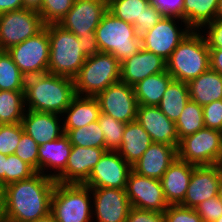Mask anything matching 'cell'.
I'll return each mask as SVG.
<instances>
[{
    "label": "cell",
    "instance_id": "cell-54",
    "mask_svg": "<svg viewBox=\"0 0 222 222\" xmlns=\"http://www.w3.org/2000/svg\"><path fill=\"white\" fill-rule=\"evenodd\" d=\"M216 18L222 19V0H219Z\"/></svg>",
    "mask_w": 222,
    "mask_h": 222
},
{
    "label": "cell",
    "instance_id": "cell-53",
    "mask_svg": "<svg viewBox=\"0 0 222 222\" xmlns=\"http://www.w3.org/2000/svg\"><path fill=\"white\" fill-rule=\"evenodd\" d=\"M33 222H56V221H55L53 215L50 213L47 216L40 218V219L33 221Z\"/></svg>",
    "mask_w": 222,
    "mask_h": 222
},
{
    "label": "cell",
    "instance_id": "cell-41",
    "mask_svg": "<svg viewBox=\"0 0 222 222\" xmlns=\"http://www.w3.org/2000/svg\"><path fill=\"white\" fill-rule=\"evenodd\" d=\"M164 16V13L151 2L148 7H144L140 23L133 24L137 35L142 36L150 31Z\"/></svg>",
    "mask_w": 222,
    "mask_h": 222
},
{
    "label": "cell",
    "instance_id": "cell-39",
    "mask_svg": "<svg viewBox=\"0 0 222 222\" xmlns=\"http://www.w3.org/2000/svg\"><path fill=\"white\" fill-rule=\"evenodd\" d=\"M23 132L21 123L0 125V153L6 156L15 154Z\"/></svg>",
    "mask_w": 222,
    "mask_h": 222
},
{
    "label": "cell",
    "instance_id": "cell-1",
    "mask_svg": "<svg viewBox=\"0 0 222 222\" xmlns=\"http://www.w3.org/2000/svg\"><path fill=\"white\" fill-rule=\"evenodd\" d=\"M56 180L36 172L3 187L0 216L6 222H33L51 213Z\"/></svg>",
    "mask_w": 222,
    "mask_h": 222
},
{
    "label": "cell",
    "instance_id": "cell-8",
    "mask_svg": "<svg viewBox=\"0 0 222 222\" xmlns=\"http://www.w3.org/2000/svg\"><path fill=\"white\" fill-rule=\"evenodd\" d=\"M177 157L196 166L222 165V131L204 127L182 138Z\"/></svg>",
    "mask_w": 222,
    "mask_h": 222
},
{
    "label": "cell",
    "instance_id": "cell-11",
    "mask_svg": "<svg viewBox=\"0 0 222 222\" xmlns=\"http://www.w3.org/2000/svg\"><path fill=\"white\" fill-rule=\"evenodd\" d=\"M40 14L31 9H20L0 14L2 51L35 36L44 28Z\"/></svg>",
    "mask_w": 222,
    "mask_h": 222
},
{
    "label": "cell",
    "instance_id": "cell-36",
    "mask_svg": "<svg viewBox=\"0 0 222 222\" xmlns=\"http://www.w3.org/2000/svg\"><path fill=\"white\" fill-rule=\"evenodd\" d=\"M98 123L104 134L105 149L117 151L121 146L126 124L104 113H100Z\"/></svg>",
    "mask_w": 222,
    "mask_h": 222
},
{
    "label": "cell",
    "instance_id": "cell-55",
    "mask_svg": "<svg viewBox=\"0 0 222 222\" xmlns=\"http://www.w3.org/2000/svg\"><path fill=\"white\" fill-rule=\"evenodd\" d=\"M218 197L222 200V165H221V178L218 189Z\"/></svg>",
    "mask_w": 222,
    "mask_h": 222
},
{
    "label": "cell",
    "instance_id": "cell-57",
    "mask_svg": "<svg viewBox=\"0 0 222 222\" xmlns=\"http://www.w3.org/2000/svg\"><path fill=\"white\" fill-rule=\"evenodd\" d=\"M215 222H222V216L219 217Z\"/></svg>",
    "mask_w": 222,
    "mask_h": 222
},
{
    "label": "cell",
    "instance_id": "cell-2",
    "mask_svg": "<svg viewBox=\"0 0 222 222\" xmlns=\"http://www.w3.org/2000/svg\"><path fill=\"white\" fill-rule=\"evenodd\" d=\"M76 96L74 80L51 73L26 77L25 107L61 115Z\"/></svg>",
    "mask_w": 222,
    "mask_h": 222
},
{
    "label": "cell",
    "instance_id": "cell-44",
    "mask_svg": "<svg viewBox=\"0 0 222 222\" xmlns=\"http://www.w3.org/2000/svg\"><path fill=\"white\" fill-rule=\"evenodd\" d=\"M209 49H222V19H214L199 30Z\"/></svg>",
    "mask_w": 222,
    "mask_h": 222
},
{
    "label": "cell",
    "instance_id": "cell-51",
    "mask_svg": "<svg viewBox=\"0 0 222 222\" xmlns=\"http://www.w3.org/2000/svg\"><path fill=\"white\" fill-rule=\"evenodd\" d=\"M23 6L26 9H31L35 11H39L42 6V0H22Z\"/></svg>",
    "mask_w": 222,
    "mask_h": 222
},
{
    "label": "cell",
    "instance_id": "cell-24",
    "mask_svg": "<svg viewBox=\"0 0 222 222\" xmlns=\"http://www.w3.org/2000/svg\"><path fill=\"white\" fill-rule=\"evenodd\" d=\"M195 166L176 157L165 171L160 181L169 205L183 202Z\"/></svg>",
    "mask_w": 222,
    "mask_h": 222
},
{
    "label": "cell",
    "instance_id": "cell-31",
    "mask_svg": "<svg viewBox=\"0 0 222 222\" xmlns=\"http://www.w3.org/2000/svg\"><path fill=\"white\" fill-rule=\"evenodd\" d=\"M25 111L24 91L0 90V125L21 123Z\"/></svg>",
    "mask_w": 222,
    "mask_h": 222
},
{
    "label": "cell",
    "instance_id": "cell-20",
    "mask_svg": "<svg viewBox=\"0 0 222 222\" xmlns=\"http://www.w3.org/2000/svg\"><path fill=\"white\" fill-rule=\"evenodd\" d=\"M165 71L166 60L141 48L138 53L121 62L120 81L133 87L148 76Z\"/></svg>",
    "mask_w": 222,
    "mask_h": 222
},
{
    "label": "cell",
    "instance_id": "cell-3",
    "mask_svg": "<svg viewBox=\"0 0 222 222\" xmlns=\"http://www.w3.org/2000/svg\"><path fill=\"white\" fill-rule=\"evenodd\" d=\"M210 68V52L203 34L192 30L167 60V72L174 80L188 83Z\"/></svg>",
    "mask_w": 222,
    "mask_h": 222
},
{
    "label": "cell",
    "instance_id": "cell-19",
    "mask_svg": "<svg viewBox=\"0 0 222 222\" xmlns=\"http://www.w3.org/2000/svg\"><path fill=\"white\" fill-rule=\"evenodd\" d=\"M105 151H107L105 148L72 145L65 171L56 179V182L83 184Z\"/></svg>",
    "mask_w": 222,
    "mask_h": 222
},
{
    "label": "cell",
    "instance_id": "cell-46",
    "mask_svg": "<svg viewBox=\"0 0 222 222\" xmlns=\"http://www.w3.org/2000/svg\"><path fill=\"white\" fill-rule=\"evenodd\" d=\"M126 222H165L164 213L131 207Z\"/></svg>",
    "mask_w": 222,
    "mask_h": 222
},
{
    "label": "cell",
    "instance_id": "cell-21",
    "mask_svg": "<svg viewBox=\"0 0 222 222\" xmlns=\"http://www.w3.org/2000/svg\"><path fill=\"white\" fill-rule=\"evenodd\" d=\"M24 132L38 145L59 139L64 135L61 115L26 109L21 122Z\"/></svg>",
    "mask_w": 222,
    "mask_h": 222
},
{
    "label": "cell",
    "instance_id": "cell-43",
    "mask_svg": "<svg viewBox=\"0 0 222 222\" xmlns=\"http://www.w3.org/2000/svg\"><path fill=\"white\" fill-rule=\"evenodd\" d=\"M195 211L203 222H215L222 216V200L218 196L211 197L197 205Z\"/></svg>",
    "mask_w": 222,
    "mask_h": 222
},
{
    "label": "cell",
    "instance_id": "cell-14",
    "mask_svg": "<svg viewBox=\"0 0 222 222\" xmlns=\"http://www.w3.org/2000/svg\"><path fill=\"white\" fill-rule=\"evenodd\" d=\"M101 113L125 124L136 120L138 103L132 86L122 81L111 84L95 96Z\"/></svg>",
    "mask_w": 222,
    "mask_h": 222
},
{
    "label": "cell",
    "instance_id": "cell-4",
    "mask_svg": "<svg viewBox=\"0 0 222 222\" xmlns=\"http://www.w3.org/2000/svg\"><path fill=\"white\" fill-rule=\"evenodd\" d=\"M44 27L48 30L50 43L48 73L74 79L87 58L78 37L59 24Z\"/></svg>",
    "mask_w": 222,
    "mask_h": 222
},
{
    "label": "cell",
    "instance_id": "cell-48",
    "mask_svg": "<svg viewBox=\"0 0 222 222\" xmlns=\"http://www.w3.org/2000/svg\"><path fill=\"white\" fill-rule=\"evenodd\" d=\"M80 47L82 52L88 57L93 56L95 54L100 53V49L98 47L96 33L94 32L90 36H81L78 37Z\"/></svg>",
    "mask_w": 222,
    "mask_h": 222
},
{
    "label": "cell",
    "instance_id": "cell-23",
    "mask_svg": "<svg viewBox=\"0 0 222 222\" xmlns=\"http://www.w3.org/2000/svg\"><path fill=\"white\" fill-rule=\"evenodd\" d=\"M176 157L177 147L153 142L132 165V170L140 175L160 180Z\"/></svg>",
    "mask_w": 222,
    "mask_h": 222
},
{
    "label": "cell",
    "instance_id": "cell-17",
    "mask_svg": "<svg viewBox=\"0 0 222 222\" xmlns=\"http://www.w3.org/2000/svg\"><path fill=\"white\" fill-rule=\"evenodd\" d=\"M221 165L195 166L181 206L195 209L201 202L218 196Z\"/></svg>",
    "mask_w": 222,
    "mask_h": 222
},
{
    "label": "cell",
    "instance_id": "cell-32",
    "mask_svg": "<svg viewBox=\"0 0 222 222\" xmlns=\"http://www.w3.org/2000/svg\"><path fill=\"white\" fill-rule=\"evenodd\" d=\"M26 77L13 62L7 50L0 51V90L24 91Z\"/></svg>",
    "mask_w": 222,
    "mask_h": 222
},
{
    "label": "cell",
    "instance_id": "cell-26",
    "mask_svg": "<svg viewBox=\"0 0 222 222\" xmlns=\"http://www.w3.org/2000/svg\"><path fill=\"white\" fill-rule=\"evenodd\" d=\"M187 84L190 99L201 106L222 100V74L211 68Z\"/></svg>",
    "mask_w": 222,
    "mask_h": 222
},
{
    "label": "cell",
    "instance_id": "cell-50",
    "mask_svg": "<svg viewBox=\"0 0 222 222\" xmlns=\"http://www.w3.org/2000/svg\"><path fill=\"white\" fill-rule=\"evenodd\" d=\"M23 8L22 0H0V14Z\"/></svg>",
    "mask_w": 222,
    "mask_h": 222
},
{
    "label": "cell",
    "instance_id": "cell-29",
    "mask_svg": "<svg viewBox=\"0 0 222 222\" xmlns=\"http://www.w3.org/2000/svg\"><path fill=\"white\" fill-rule=\"evenodd\" d=\"M219 0H184L181 11L183 19L192 30H200L217 17Z\"/></svg>",
    "mask_w": 222,
    "mask_h": 222
},
{
    "label": "cell",
    "instance_id": "cell-40",
    "mask_svg": "<svg viewBox=\"0 0 222 222\" xmlns=\"http://www.w3.org/2000/svg\"><path fill=\"white\" fill-rule=\"evenodd\" d=\"M38 144L26 132H23L15 155L38 172Z\"/></svg>",
    "mask_w": 222,
    "mask_h": 222
},
{
    "label": "cell",
    "instance_id": "cell-59",
    "mask_svg": "<svg viewBox=\"0 0 222 222\" xmlns=\"http://www.w3.org/2000/svg\"><path fill=\"white\" fill-rule=\"evenodd\" d=\"M0 51H2V44H1V41H0Z\"/></svg>",
    "mask_w": 222,
    "mask_h": 222
},
{
    "label": "cell",
    "instance_id": "cell-42",
    "mask_svg": "<svg viewBox=\"0 0 222 222\" xmlns=\"http://www.w3.org/2000/svg\"><path fill=\"white\" fill-rule=\"evenodd\" d=\"M165 222H203L195 209L179 205H169L164 211Z\"/></svg>",
    "mask_w": 222,
    "mask_h": 222
},
{
    "label": "cell",
    "instance_id": "cell-12",
    "mask_svg": "<svg viewBox=\"0 0 222 222\" xmlns=\"http://www.w3.org/2000/svg\"><path fill=\"white\" fill-rule=\"evenodd\" d=\"M132 166L118 153L107 150L83 185L90 188L125 189Z\"/></svg>",
    "mask_w": 222,
    "mask_h": 222
},
{
    "label": "cell",
    "instance_id": "cell-25",
    "mask_svg": "<svg viewBox=\"0 0 222 222\" xmlns=\"http://www.w3.org/2000/svg\"><path fill=\"white\" fill-rule=\"evenodd\" d=\"M101 111L98 100L90 96H75L62 114L63 129H77L98 121Z\"/></svg>",
    "mask_w": 222,
    "mask_h": 222
},
{
    "label": "cell",
    "instance_id": "cell-9",
    "mask_svg": "<svg viewBox=\"0 0 222 222\" xmlns=\"http://www.w3.org/2000/svg\"><path fill=\"white\" fill-rule=\"evenodd\" d=\"M7 52L25 77L48 73L50 43L44 27L35 36L11 46Z\"/></svg>",
    "mask_w": 222,
    "mask_h": 222
},
{
    "label": "cell",
    "instance_id": "cell-10",
    "mask_svg": "<svg viewBox=\"0 0 222 222\" xmlns=\"http://www.w3.org/2000/svg\"><path fill=\"white\" fill-rule=\"evenodd\" d=\"M191 31L180 17L164 16L150 31L141 36L142 48L167 61Z\"/></svg>",
    "mask_w": 222,
    "mask_h": 222
},
{
    "label": "cell",
    "instance_id": "cell-37",
    "mask_svg": "<svg viewBox=\"0 0 222 222\" xmlns=\"http://www.w3.org/2000/svg\"><path fill=\"white\" fill-rule=\"evenodd\" d=\"M74 0H42L38 13L44 25L58 24L72 8Z\"/></svg>",
    "mask_w": 222,
    "mask_h": 222
},
{
    "label": "cell",
    "instance_id": "cell-45",
    "mask_svg": "<svg viewBox=\"0 0 222 222\" xmlns=\"http://www.w3.org/2000/svg\"><path fill=\"white\" fill-rule=\"evenodd\" d=\"M204 127L222 131V100L202 106Z\"/></svg>",
    "mask_w": 222,
    "mask_h": 222
},
{
    "label": "cell",
    "instance_id": "cell-6",
    "mask_svg": "<svg viewBox=\"0 0 222 222\" xmlns=\"http://www.w3.org/2000/svg\"><path fill=\"white\" fill-rule=\"evenodd\" d=\"M120 69L121 63L110 53L88 56L73 79L76 95L95 97L120 81Z\"/></svg>",
    "mask_w": 222,
    "mask_h": 222
},
{
    "label": "cell",
    "instance_id": "cell-27",
    "mask_svg": "<svg viewBox=\"0 0 222 222\" xmlns=\"http://www.w3.org/2000/svg\"><path fill=\"white\" fill-rule=\"evenodd\" d=\"M147 131L137 120L126 124L118 153L132 166L152 144Z\"/></svg>",
    "mask_w": 222,
    "mask_h": 222
},
{
    "label": "cell",
    "instance_id": "cell-18",
    "mask_svg": "<svg viewBox=\"0 0 222 222\" xmlns=\"http://www.w3.org/2000/svg\"><path fill=\"white\" fill-rule=\"evenodd\" d=\"M136 120L150 135L152 142L178 147L176 124L158 106L138 105Z\"/></svg>",
    "mask_w": 222,
    "mask_h": 222
},
{
    "label": "cell",
    "instance_id": "cell-56",
    "mask_svg": "<svg viewBox=\"0 0 222 222\" xmlns=\"http://www.w3.org/2000/svg\"><path fill=\"white\" fill-rule=\"evenodd\" d=\"M2 190H3V188L0 186V207H1V203H2Z\"/></svg>",
    "mask_w": 222,
    "mask_h": 222
},
{
    "label": "cell",
    "instance_id": "cell-30",
    "mask_svg": "<svg viewBox=\"0 0 222 222\" xmlns=\"http://www.w3.org/2000/svg\"><path fill=\"white\" fill-rule=\"evenodd\" d=\"M189 100L188 84L173 80L168 85L158 107L167 118L176 123Z\"/></svg>",
    "mask_w": 222,
    "mask_h": 222
},
{
    "label": "cell",
    "instance_id": "cell-35",
    "mask_svg": "<svg viewBox=\"0 0 222 222\" xmlns=\"http://www.w3.org/2000/svg\"><path fill=\"white\" fill-rule=\"evenodd\" d=\"M108 11L115 17L134 24L140 23L144 7H148L151 0H107Z\"/></svg>",
    "mask_w": 222,
    "mask_h": 222
},
{
    "label": "cell",
    "instance_id": "cell-33",
    "mask_svg": "<svg viewBox=\"0 0 222 222\" xmlns=\"http://www.w3.org/2000/svg\"><path fill=\"white\" fill-rule=\"evenodd\" d=\"M175 124L179 141L203 129L204 117L202 106L190 99Z\"/></svg>",
    "mask_w": 222,
    "mask_h": 222
},
{
    "label": "cell",
    "instance_id": "cell-13",
    "mask_svg": "<svg viewBox=\"0 0 222 222\" xmlns=\"http://www.w3.org/2000/svg\"><path fill=\"white\" fill-rule=\"evenodd\" d=\"M125 191L131 207L164 213L169 206L161 181L133 170L128 175Z\"/></svg>",
    "mask_w": 222,
    "mask_h": 222
},
{
    "label": "cell",
    "instance_id": "cell-22",
    "mask_svg": "<svg viewBox=\"0 0 222 222\" xmlns=\"http://www.w3.org/2000/svg\"><path fill=\"white\" fill-rule=\"evenodd\" d=\"M72 145L64 134L59 139L38 146V172L56 180L64 171Z\"/></svg>",
    "mask_w": 222,
    "mask_h": 222
},
{
    "label": "cell",
    "instance_id": "cell-52",
    "mask_svg": "<svg viewBox=\"0 0 222 222\" xmlns=\"http://www.w3.org/2000/svg\"><path fill=\"white\" fill-rule=\"evenodd\" d=\"M7 156L0 153V186L5 187V166Z\"/></svg>",
    "mask_w": 222,
    "mask_h": 222
},
{
    "label": "cell",
    "instance_id": "cell-5",
    "mask_svg": "<svg viewBox=\"0 0 222 222\" xmlns=\"http://www.w3.org/2000/svg\"><path fill=\"white\" fill-rule=\"evenodd\" d=\"M95 33L100 52L112 54L120 63L142 48L141 36L137 35L134 25L109 11L102 17Z\"/></svg>",
    "mask_w": 222,
    "mask_h": 222
},
{
    "label": "cell",
    "instance_id": "cell-15",
    "mask_svg": "<svg viewBox=\"0 0 222 222\" xmlns=\"http://www.w3.org/2000/svg\"><path fill=\"white\" fill-rule=\"evenodd\" d=\"M107 11V0H74L72 8L58 24L77 37L90 36Z\"/></svg>",
    "mask_w": 222,
    "mask_h": 222
},
{
    "label": "cell",
    "instance_id": "cell-47",
    "mask_svg": "<svg viewBox=\"0 0 222 222\" xmlns=\"http://www.w3.org/2000/svg\"><path fill=\"white\" fill-rule=\"evenodd\" d=\"M184 0H151L165 16H176L181 18Z\"/></svg>",
    "mask_w": 222,
    "mask_h": 222
},
{
    "label": "cell",
    "instance_id": "cell-28",
    "mask_svg": "<svg viewBox=\"0 0 222 222\" xmlns=\"http://www.w3.org/2000/svg\"><path fill=\"white\" fill-rule=\"evenodd\" d=\"M167 72L153 74L133 86L138 105L158 106L162 96L173 81Z\"/></svg>",
    "mask_w": 222,
    "mask_h": 222
},
{
    "label": "cell",
    "instance_id": "cell-49",
    "mask_svg": "<svg viewBox=\"0 0 222 222\" xmlns=\"http://www.w3.org/2000/svg\"><path fill=\"white\" fill-rule=\"evenodd\" d=\"M210 68L222 74V49H209Z\"/></svg>",
    "mask_w": 222,
    "mask_h": 222
},
{
    "label": "cell",
    "instance_id": "cell-34",
    "mask_svg": "<svg viewBox=\"0 0 222 222\" xmlns=\"http://www.w3.org/2000/svg\"><path fill=\"white\" fill-rule=\"evenodd\" d=\"M71 145L105 148V138L98 121L77 129H63Z\"/></svg>",
    "mask_w": 222,
    "mask_h": 222
},
{
    "label": "cell",
    "instance_id": "cell-16",
    "mask_svg": "<svg viewBox=\"0 0 222 222\" xmlns=\"http://www.w3.org/2000/svg\"><path fill=\"white\" fill-rule=\"evenodd\" d=\"M93 222H126L131 209L125 189L91 188Z\"/></svg>",
    "mask_w": 222,
    "mask_h": 222
},
{
    "label": "cell",
    "instance_id": "cell-7",
    "mask_svg": "<svg viewBox=\"0 0 222 222\" xmlns=\"http://www.w3.org/2000/svg\"><path fill=\"white\" fill-rule=\"evenodd\" d=\"M51 214L56 222H93L91 188L83 184L56 182Z\"/></svg>",
    "mask_w": 222,
    "mask_h": 222
},
{
    "label": "cell",
    "instance_id": "cell-38",
    "mask_svg": "<svg viewBox=\"0 0 222 222\" xmlns=\"http://www.w3.org/2000/svg\"><path fill=\"white\" fill-rule=\"evenodd\" d=\"M36 171L15 154L8 155L5 166V186L30 178Z\"/></svg>",
    "mask_w": 222,
    "mask_h": 222
},
{
    "label": "cell",
    "instance_id": "cell-58",
    "mask_svg": "<svg viewBox=\"0 0 222 222\" xmlns=\"http://www.w3.org/2000/svg\"><path fill=\"white\" fill-rule=\"evenodd\" d=\"M0 222H6V221L0 216Z\"/></svg>",
    "mask_w": 222,
    "mask_h": 222
}]
</instances>
